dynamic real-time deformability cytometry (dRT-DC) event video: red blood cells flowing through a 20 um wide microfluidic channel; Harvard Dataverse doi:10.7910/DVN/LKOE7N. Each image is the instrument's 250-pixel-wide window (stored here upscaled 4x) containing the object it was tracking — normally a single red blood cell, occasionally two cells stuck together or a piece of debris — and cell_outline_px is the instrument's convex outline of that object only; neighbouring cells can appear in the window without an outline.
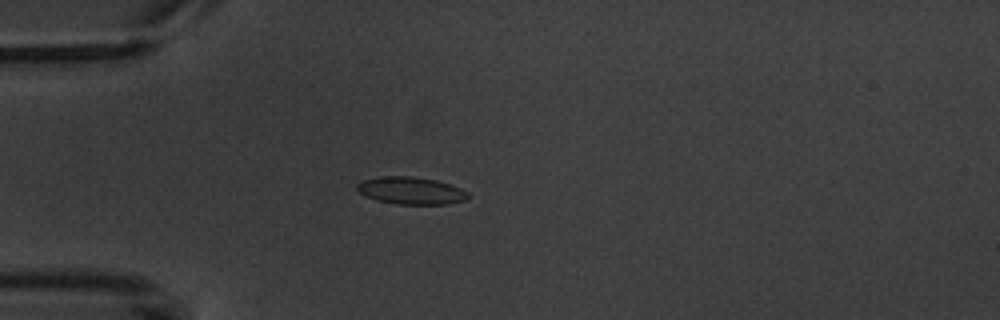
{"species": "common noctule bat (a hibernating species)", "species_latin": "Nyctalus noctula", "temperature_condition": "warm", "stored_images_in_passage": 5, "camera_frame_rate_fps": 3000, "um_per_image_px": 0.085, "animal": {"sex": "male", "body_mass_g": 20.1, "forearm_length_mm": 53.5}, "frame": {"image": 1, "passage_image": 5, "time_ms": 4.667, "image_size_px": [1000, 320], "cell_outline_px": [[468, 200], [448, 204], [396, 204], [376, 200], [364, 196], [356, 188], [356, 184], [360, 180], [384, 176], [412, 176], [436, 180], [460, 188], [468, 192]], "centroid_in_image_um": [34.91, 16.2], "position_along_channel_um": 50.1, "area_um2": 17.8}}